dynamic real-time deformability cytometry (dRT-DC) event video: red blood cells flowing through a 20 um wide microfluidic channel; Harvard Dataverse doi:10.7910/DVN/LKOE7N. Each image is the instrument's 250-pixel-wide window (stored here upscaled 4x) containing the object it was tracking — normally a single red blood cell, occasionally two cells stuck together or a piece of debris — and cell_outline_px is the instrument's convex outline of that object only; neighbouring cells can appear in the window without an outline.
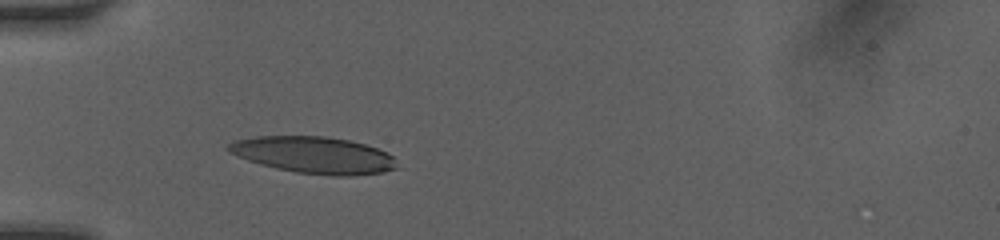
{"species": "human", "species_latin": "Homo sapiens", "temperature_condition": "room temperature", "stored_images_in_passage": 19, "camera_frame_rate_fps": 3000, "um_per_image_px": 0.085, "donor": {"sex": "female"}, "frame": {"image": 1, "passage_image": 16, "time_ms": 3.333, "image_size_px": [1000, 240], "cell_outline_px": [[400, 168], [384, 172], [352, 176], [332, 176], [296, 172], [276, 168], [260, 164], [248, 160], [228, 152], [228, 144], [236, 140], [256, 136], [324, 136], [348, 140], [364, 144], [388, 152], [392, 156]], "centroid_in_image_um": [26.71, 13.18], "position_along_channel_um": 58.3, "area_um2": 36.13}}
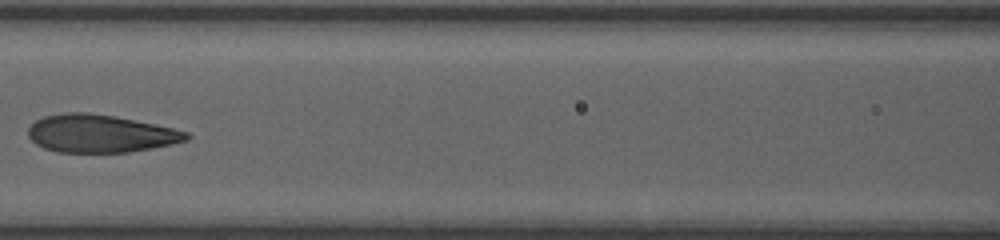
{"frame": {"image": 2, "passage_image": 19, "time_ms": 6.0, "image_size_px": [1000, 240], "cell_outline_px": [[192, 136], [188, 140], [172, 144], [152, 148], [128, 152], [56, 152], [44, 148], [36, 144], [28, 136], [28, 128], [36, 120], [44, 116], [64, 112], [88, 112], [116, 116], [156, 124], [188, 132]], "centroid_in_image_um": [8.53, 11.35], "position_along_channel_um": 158.1, "area_um2": 35.03}}